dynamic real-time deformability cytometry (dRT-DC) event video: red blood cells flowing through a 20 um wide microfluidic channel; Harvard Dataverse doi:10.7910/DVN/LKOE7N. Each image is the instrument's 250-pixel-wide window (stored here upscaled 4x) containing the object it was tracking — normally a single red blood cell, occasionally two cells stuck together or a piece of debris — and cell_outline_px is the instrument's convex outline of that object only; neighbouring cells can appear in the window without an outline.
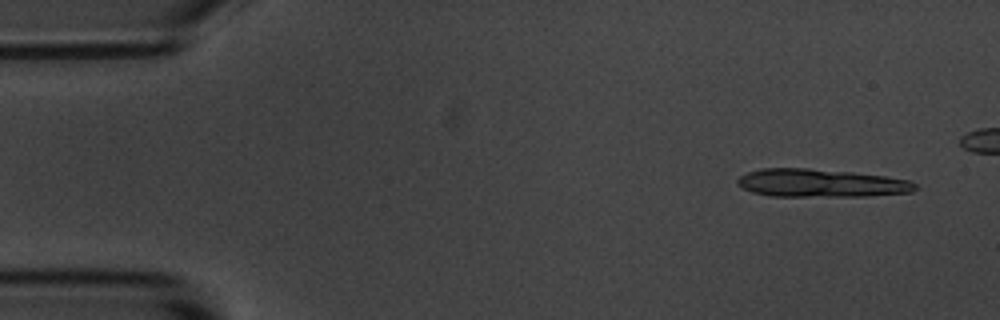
{"species": "common noctule bat (a hibernating species)", "species_latin": "Nyctalus noctula", "temperature_condition": "room temperature", "stored_images_in_passage": 12, "camera_frame_rate_fps": 3000, "um_per_image_px": 0.085, "animal": {"sex": "male", "body_mass_g": 20.1, "forearm_length_mm": 53.5}, "frame": {"image": 1, "passage_image": 3, "time_ms": 0.667, "image_size_px": [1000, 320], "cell_outline_px": [[916, 188], [912, 192], [868, 196], [768, 196], [752, 192], [736, 184], [736, 180], [740, 176], [748, 172], [760, 168], [808, 168], [852, 172], [884, 176], [912, 180], [916, 184]], "centroid_in_image_um": [69.77, 15.56], "position_along_channel_um": 15.2, "area_um2": 29.19}}